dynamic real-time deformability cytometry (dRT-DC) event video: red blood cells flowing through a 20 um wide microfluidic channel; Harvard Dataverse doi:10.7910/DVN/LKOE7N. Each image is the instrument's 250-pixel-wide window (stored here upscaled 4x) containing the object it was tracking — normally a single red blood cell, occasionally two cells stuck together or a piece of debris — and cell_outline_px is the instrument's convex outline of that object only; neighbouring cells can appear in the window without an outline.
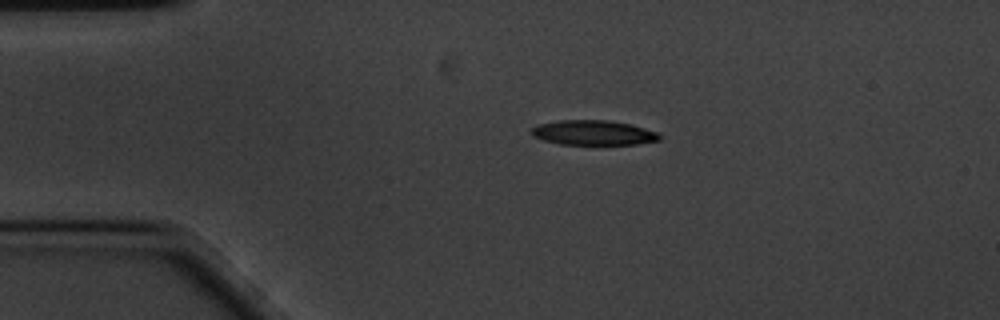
{"species": "common noctule bat (a hibernating species)", "species_latin": "Nyctalus noctula", "temperature_condition": "cold", "stored_images_in_passage": 47, "camera_frame_rate_fps": 3000, "um_per_image_px": 0.085, "animal": {"sex": "male", "body_mass_g": 20.1, "forearm_length_mm": 53.5}, "frame": {"image": 1, "passage_image": 1, "time_ms": 0.0, "image_size_px": [1000, 320], "cell_outline_px": [[660, 140], [636, 144], [596, 148], [560, 144], [544, 140], [532, 136], [528, 132], [536, 124], [560, 120], [608, 120], [628, 124], [644, 128], [656, 132], [660, 136]], "centroid_in_image_um": [50.38, 11.33], "position_along_channel_um": 34.6, "area_um2": 19.54}}
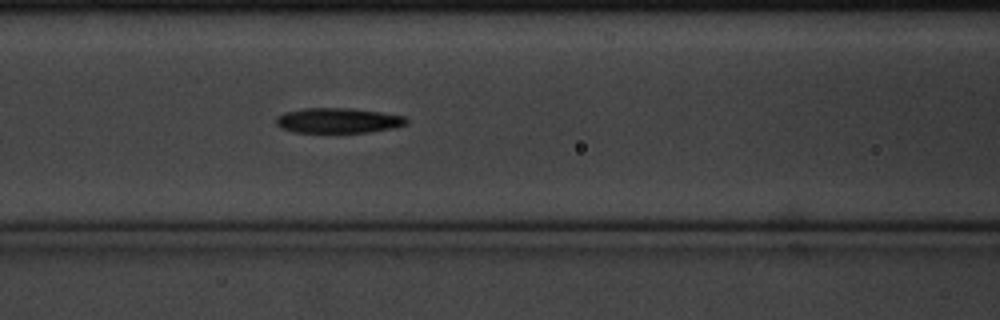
{"frame": {"image": 2, "passage_image": 13, "time_ms": 4.0, "image_size_px": [1000, 320], "cell_outline_px": [[408, 124], [392, 128], [368, 132], [292, 132], [280, 128], [276, 124], [276, 116], [284, 112], [304, 108], [348, 108], [380, 112], [404, 116], [408, 120]], "centroid_in_image_um": [28.7, 10.24], "position_along_channel_um": 137.9, "area_um2": 19.07}}
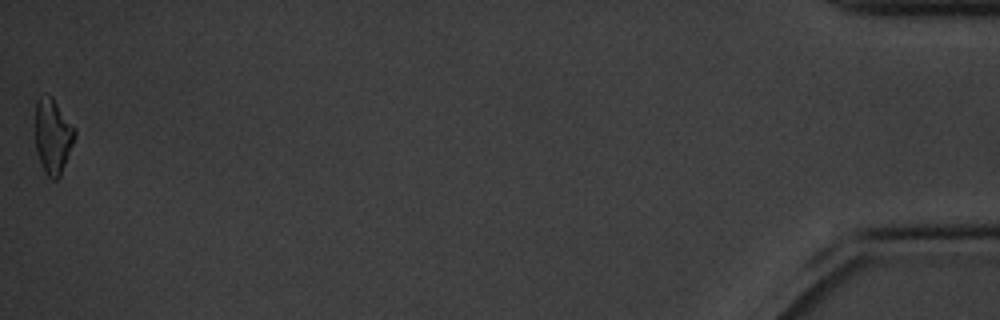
{"frame": {"image": 3, "passage_image": 47, "time_ms": 15.333, "image_size_px": [1000, 320], "cell_outline_px": [[76, 136], [60, 176], [56, 180], [52, 180], [44, 172], [36, 152], [36, 100], [40, 96], [52, 96], [76, 128]], "centroid_in_image_um": [4.5, 11.58], "position_along_channel_um": 430.7, "area_um2": 17.34}, "authors_computed_cell_mechanics": {"area_um2": 19.074, "velocity_mm_per_s": 3.4451, "shape_relaxation_time_tau1_ms": 4.0404, "shape_relaxation_time_tau2_ms": 7.4167, "deformation_change_tau1": 0.1184, "deformation_change_tau2": 0.1787}}